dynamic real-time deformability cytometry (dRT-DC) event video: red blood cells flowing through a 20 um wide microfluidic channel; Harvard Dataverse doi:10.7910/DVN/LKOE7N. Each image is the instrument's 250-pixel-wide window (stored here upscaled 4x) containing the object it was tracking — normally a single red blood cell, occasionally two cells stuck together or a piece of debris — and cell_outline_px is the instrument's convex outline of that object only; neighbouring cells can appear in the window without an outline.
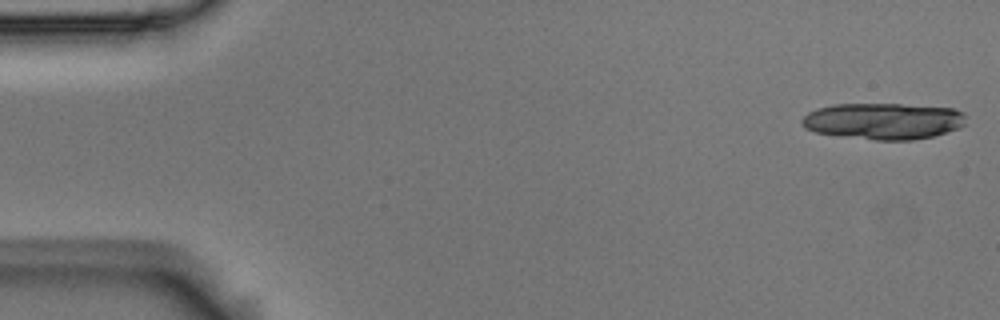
{"species": "Egyptian fruit bat (a non-hibernating species)", "species_latin": "Rousettus aegyptiacus", "temperature_condition": "room temperature", "stored_images_in_passage": 15, "camera_frame_rate_fps": 3000, "um_per_image_px": 0.085, "animal": {"sex": "male"}, "frame": {"image": 1, "passage_image": 1, "time_ms": 0.0, "image_size_px": [1000, 320], "cell_outline_px": [[964, 124], [960, 128], [936, 136], [912, 140], [876, 140], [816, 132], [804, 128], [800, 124], [800, 120], [808, 112], [816, 108], [832, 104], [900, 104], [956, 108], [964, 112]], "centroid_in_image_um": [75.1, 10.28], "position_along_channel_um": 9.9, "area_um2": 35.08}}